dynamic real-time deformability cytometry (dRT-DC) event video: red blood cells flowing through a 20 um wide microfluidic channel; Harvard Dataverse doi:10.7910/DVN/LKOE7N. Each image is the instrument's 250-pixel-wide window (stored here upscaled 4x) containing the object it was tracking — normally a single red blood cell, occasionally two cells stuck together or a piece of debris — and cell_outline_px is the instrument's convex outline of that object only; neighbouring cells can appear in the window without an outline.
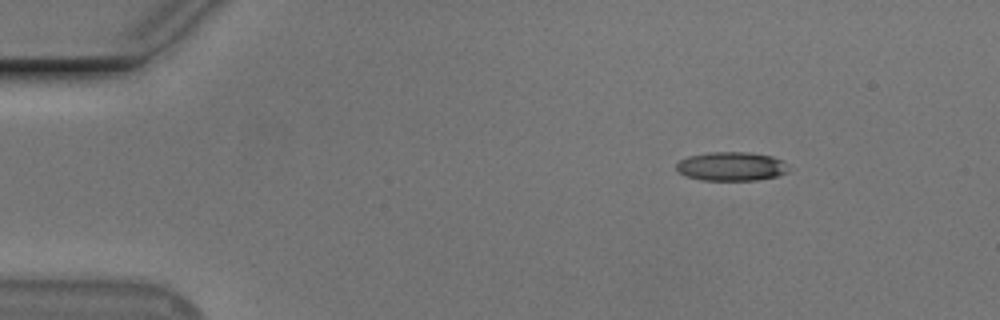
{"species": "Egyptian fruit bat (a non-hibernating species)", "species_latin": "Rousettus aegyptiacus", "temperature_condition": "cold", "stored_images_in_passage": 48, "camera_frame_rate_fps": 3000, "um_per_image_px": 0.085, "animal": {"sex": "male"}, "frame": {"image": 1, "passage_image": 1, "time_ms": 0.0, "image_size_px": [1000, 320], "cell_outline_px": [[792, 168], [788, 172], [776, 176], [756, 180], [700, 180], [688, 176], [680, 172], [676, 168], [676, 164], [680, 160], [688, 156], [708, 152], [748, 152], [772, 156], [784, 160]], "centroid_in_image_um": [62.22, 14.13], "position_along_channel_um": 22.8, "area_um2": 19.07}}
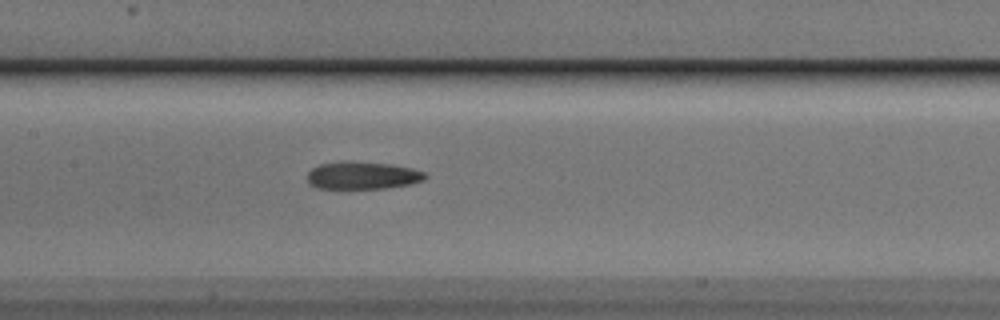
{"frame": {"image": 2, "passage_image": 20, "time_ms": 6.333, "image_size_px": [1000, 320], "cell_outline_px": [[428, 176], [424, 180], [412, 184], [384, 188], [316, 188], [308, 184], [308, 172], [312, 168], [320, 164], [344, 160], [348, 160], [392, 164], [412, 168], [424, 172]], "centroid_in_image_um": [30.81, 14.9], "position_along_channel_um": 176.6, "area_um2": 19.19}}
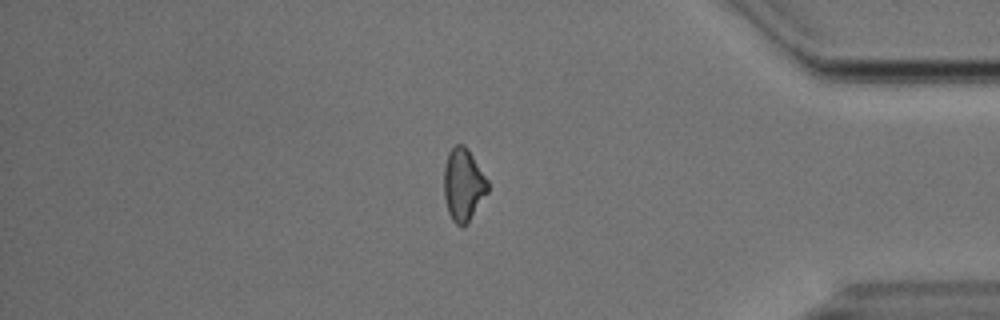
{"frame": {"image": 3, "passage_image": 40, "time_ms": 13.0, "image_size_px": [1000, 320], "cell_outline_px": [[488, 192], [468, 224], [460, 228], [452, 220], [448, 212], [444, 196], [444, 168], [448, 152], [456, 144], [464, 144], [468, 148], [488, 180]], "centroid_in_image_um": [39.39, 15.72], "position_along_channel_um": 395.8, "area_um2": 18.79}, "authors_computed_cell_mechanics": {"area_um2": 19.0451, "velocity_mm_per_s": 3.7325, "shape_relaxation_time_tau1_ms": 6.2068, "shape_relaxation_time_tau2_ms": null, "deformation_change_tau1": 0.1748, "deformation_change_tau2": null}}